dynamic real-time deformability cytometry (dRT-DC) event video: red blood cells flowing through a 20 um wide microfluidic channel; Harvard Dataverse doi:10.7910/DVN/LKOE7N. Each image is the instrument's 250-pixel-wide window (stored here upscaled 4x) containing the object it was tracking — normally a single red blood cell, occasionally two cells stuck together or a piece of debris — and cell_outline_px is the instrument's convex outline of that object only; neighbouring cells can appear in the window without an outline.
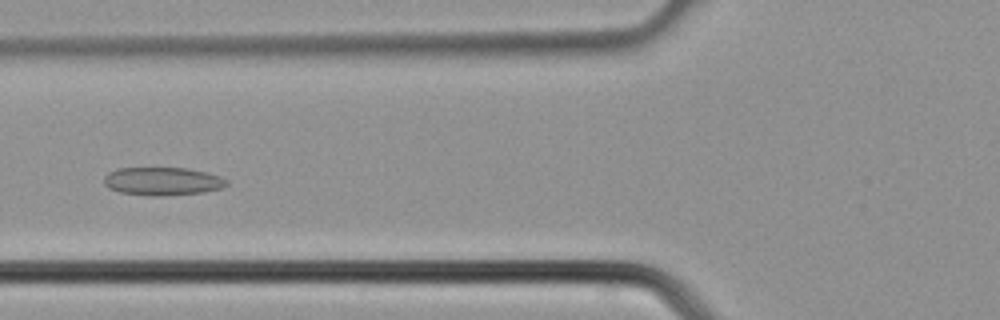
{"species": "common noctule bat (a hibernating species)", "species_latin": "Nyctalus noctula", "temperature_condition": "cold", "stored_images_in_passage": 33, "camera_frame_rate_fps": 3000, "um_per_image_px": 0.085, "animal": {"sex": "male", "body_mass_g": 21.5, "forearm_length_mm": 52.0}, "frame": {"image": 1, "passage_image": 8, "time_ms": 2.333, "image_size_px": [1000, 320], "cell_outline_px": [[228, 184], [220, 188], [204, 192], [156, 196], [148, 196], [120, 192], [108, 188], [104, 184], [104, 176], [108, 172], [116, 168], [188, 168], [208, 172], [220, 176], [228, 180]], "centroid_in_image_um": [13.8, 15.4], "position_along_channel_um": 112.0, "area_um2": 20.23}}
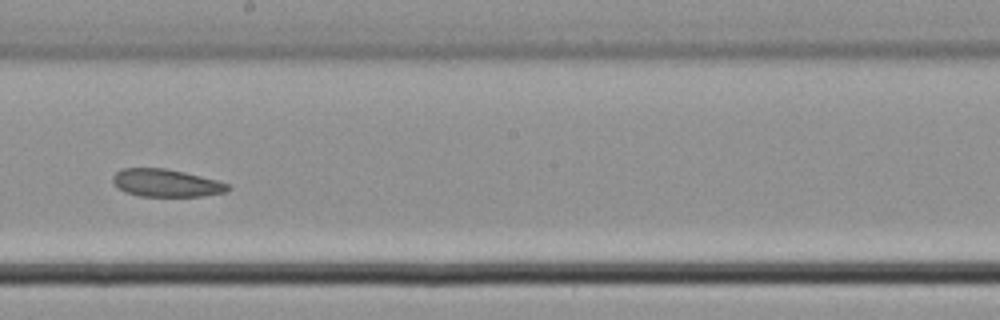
{"frame": {"image": 2, "passage_image": 15, "time_ms": 4.667, "image_size_px": [1000, 320], "cell_outline_px": [[232, 188], [224, 192], [200, 196], [140, 196], [124, 192], [116, 188], [112, 180], [112, 176], [120, 168], [164, 168], [184, 172], [216, 180], [228, 184]], "centroid_in_image_um": [14.06, 15.55], "position_along_channel_um": 234.1, "area_um2": 18.55}}
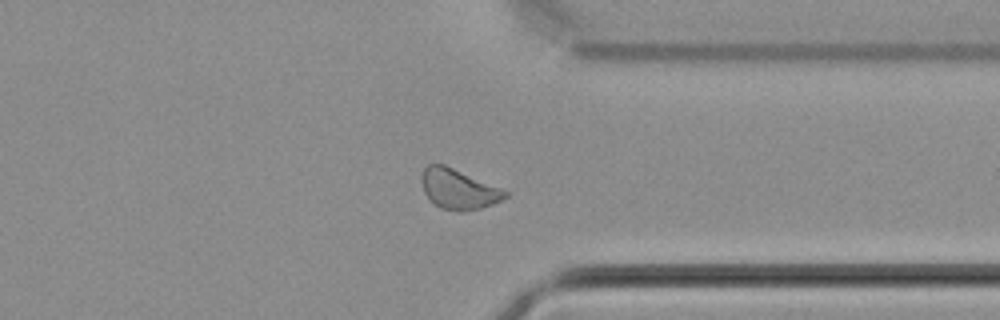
{"frame": {"image": 3, "passage_image": 23, "time_ms": 7.333, "image_size_px": [1000, 320], "cell_outline_px": [[508, 196], [492, 204], [480, 208], [460, 212], [440, 208], [424, 192], [420, 180], [420, 176], [424, 168], [428, 164], [444, 164], [500, 188], [508, 192]], "centroid_in_image_um": [38.93, 16.07], "position_along_channel_um": 372.5, "area_um2": 19.25}}